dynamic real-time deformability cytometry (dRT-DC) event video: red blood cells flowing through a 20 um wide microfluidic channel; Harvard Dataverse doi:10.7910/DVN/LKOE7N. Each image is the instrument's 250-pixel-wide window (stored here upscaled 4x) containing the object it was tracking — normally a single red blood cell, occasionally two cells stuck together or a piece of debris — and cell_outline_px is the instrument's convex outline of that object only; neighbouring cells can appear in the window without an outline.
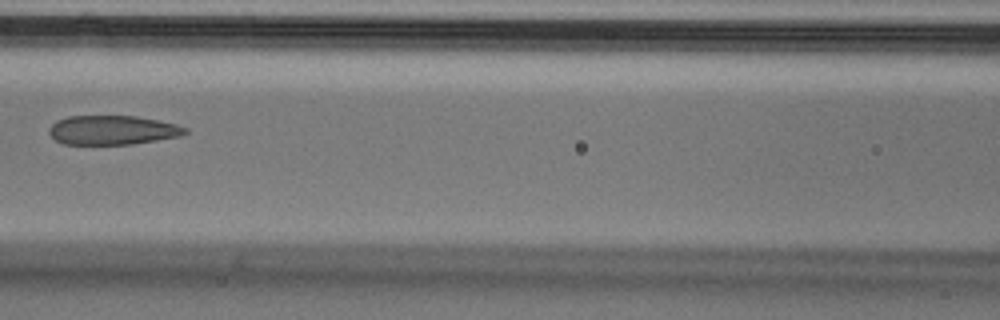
{"species": "Egyptian fruit bat (a non-hibernating species)", "species_latin": "Rousettus aegyptiacus", "temperature_condition": "cold", "stored_images_in_passage": 6, "camera_frame_rate_fps": 3000, "um_per_image_px": 0.085, "animal": {"sex": "male"}, "frame": {"image": 1, "passage_image": 5, "time_ms": 1.333, "image_size_px": [1000, 320], "cell_outline_px": [[188, 132], [180, 136], [132, 144], [64, 144], [56, 140], [48, 132], [48, 128], [56, 120], [68, 116], [136, 116], [176, 124], [188, 128]], "centroid_in_image_um": [9.55, 11.05], "position_along_channel_um": 157.1, "area_um2": 23.12}}
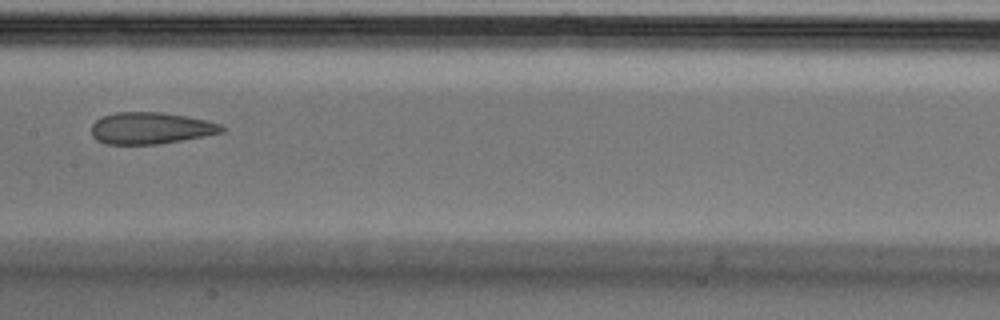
{"frame": {"image": 2, "passage_image": 6, "time_ms": 1.667, "image_size_px": [1000, 320], "cell_outline_px": [[228, 128], [224, 132], [204, 136], [156, 144], [104, 144], [96, 140], [92, 136], [92, 124], [96, 120], [104, 116], [116, 112], [164, 112], [208, 120], [220, 124]], "centroid_in_image_um": [12.83, 10.89], "position_along_channel_um": 194.6, "area_um2": 24.16}}